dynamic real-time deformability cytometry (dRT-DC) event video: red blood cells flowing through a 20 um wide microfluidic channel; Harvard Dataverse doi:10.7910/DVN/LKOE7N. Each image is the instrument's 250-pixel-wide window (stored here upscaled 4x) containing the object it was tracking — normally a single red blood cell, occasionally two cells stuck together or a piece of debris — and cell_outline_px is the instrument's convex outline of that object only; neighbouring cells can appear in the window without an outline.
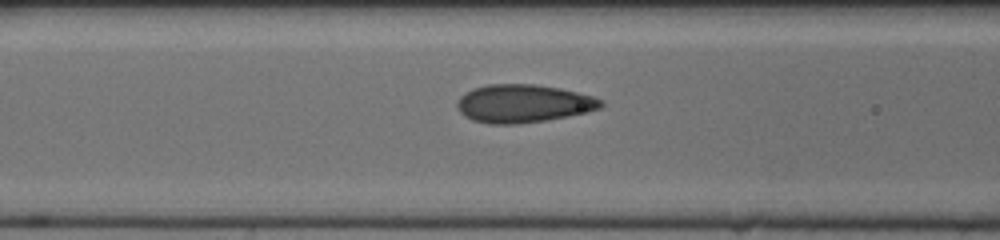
{"species": "human", "species_latin": "Homo sapiens", "temperature_condition": "cold", "stored_images_in_passage": 21, "camera_frame_rate_fps": 3000, "um_per_image_px": 0.085, "donor": {"sex": "female"}, "frame": {"image": 1, "passage_image": 16, "time_ms": 5.0, "image_size_px": [1000, 240], "cell_outline_px": [[604, 104], [600, 108], [588, 112], [568, 116], [544, 120], [516, 124], [488, 124], [472, 120], [464, 116], [460, 112], [456, 104], [460, 96], [472, 88], [488, 84], [536, 84], [560, 88], [592, 96], [604, 100]], "centroid_in_image_um": [44.47, 8.8], "position_along_channel_um": 122.1, "area_um2": 32.02}}
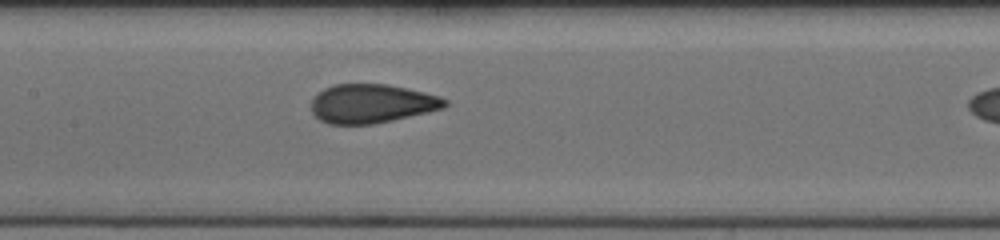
{"frame": {"image": 2, "passage_image": 20, "time_ms": 6.333, "image_size_px": [1000, 240], "cell_outline_px": [[448, 104], [444, 108], [428, 112], [392, 120], [372, 124], [328, 124], [320, 120], [312, 112], [312, 100], [316, 92], [332, 84], [388, 84], [408, 88], [440, 96], [448, 100]], "centroid_in_image_um": [31.59, 8.79], "position_along_channel_um": 175.8, "area_um2": 30.46}}